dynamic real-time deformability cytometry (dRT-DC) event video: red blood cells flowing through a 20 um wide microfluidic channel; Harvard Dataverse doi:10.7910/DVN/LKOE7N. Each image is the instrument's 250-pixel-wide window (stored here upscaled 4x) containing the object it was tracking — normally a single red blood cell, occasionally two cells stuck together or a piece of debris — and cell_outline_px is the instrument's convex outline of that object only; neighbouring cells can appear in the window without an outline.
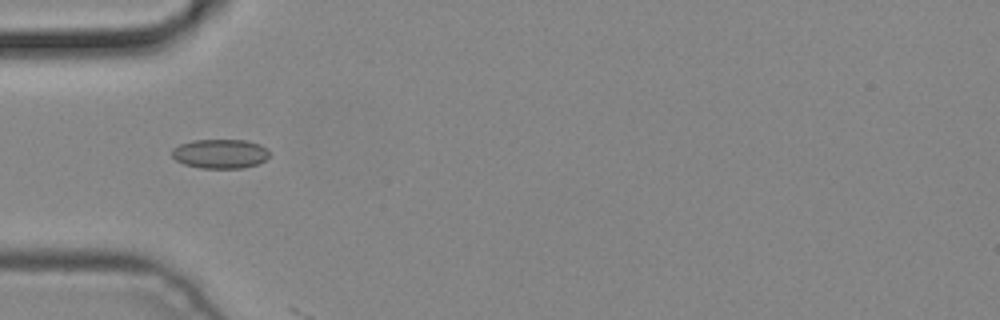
{"species": "common noctule bat (a hibernating species)", "species_latin": "Nyctalus noctula", "temperature_condition": "cold", "stored_images_in_passage": 4, "camera_frame_rate_fps": 3000, "um_per_image_px": 0.085, "animal": {"sex": "male", "body_mass_g": 19.2, "forearm_length_mm": 51.8}, "frame": {"image": 1, "passage_image": 4, "time_ms": 1.0, "image_size_px": [1000, 320], "cell_outline_px": [[268, 156], [264, 160], [256, 164], [244, 168], [200, 168], [184, 164], [176, 160], [172, 156], [172, 148], [180, 144], [192, 140], [244, 140], [260, 144], [268, 148]], "centroid_in_image_um": [18.7, 13.06], "position_along_channel_um": 66.3, "area_um2": 16.65}}